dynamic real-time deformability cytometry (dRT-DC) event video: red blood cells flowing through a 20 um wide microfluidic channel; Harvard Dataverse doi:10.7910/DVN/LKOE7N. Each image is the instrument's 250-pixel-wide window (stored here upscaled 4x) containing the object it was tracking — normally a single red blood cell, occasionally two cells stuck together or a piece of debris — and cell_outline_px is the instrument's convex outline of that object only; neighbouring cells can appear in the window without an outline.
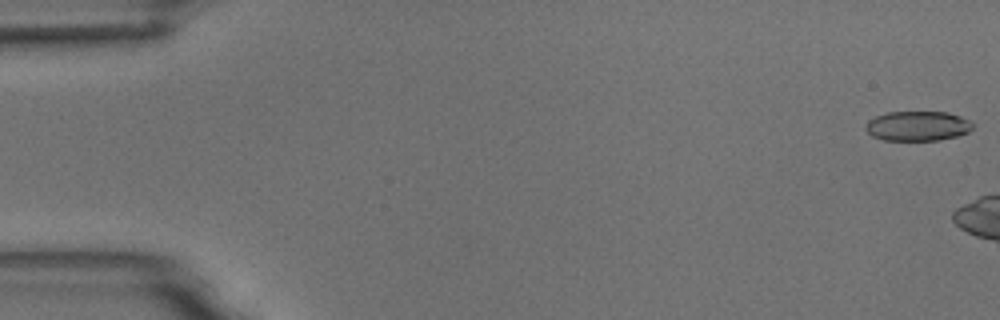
{"species": "common noctule bat (a hibernating species)", "species_latin": "Nyctalus noctula", "temperature_condition": "room temperature", "stored_images_in_passage": 3, "camera_frame_rate_fps": 3000, "um_per_image_px": 0.085, "animal": {"sex": "male", "body_mass_g": 18.8}, "frame": {"image": 1, "passage_image": 1, "time_ms": 0.0, "image_size_px": [1000, 320], "cell_outline_px": [[972, 128], [968, 132], [956, 136], [940, 140], [884, 140], [872, 136], [864, 128], [868, 120], [876, 116], [888, 112], [948, 112], [960, 116], [968, 120], [972, 124]], "centroid_in_image_um": [77.97, 10.71], "position_along_channel_um": 7.0, "area_um2": 18.5}}